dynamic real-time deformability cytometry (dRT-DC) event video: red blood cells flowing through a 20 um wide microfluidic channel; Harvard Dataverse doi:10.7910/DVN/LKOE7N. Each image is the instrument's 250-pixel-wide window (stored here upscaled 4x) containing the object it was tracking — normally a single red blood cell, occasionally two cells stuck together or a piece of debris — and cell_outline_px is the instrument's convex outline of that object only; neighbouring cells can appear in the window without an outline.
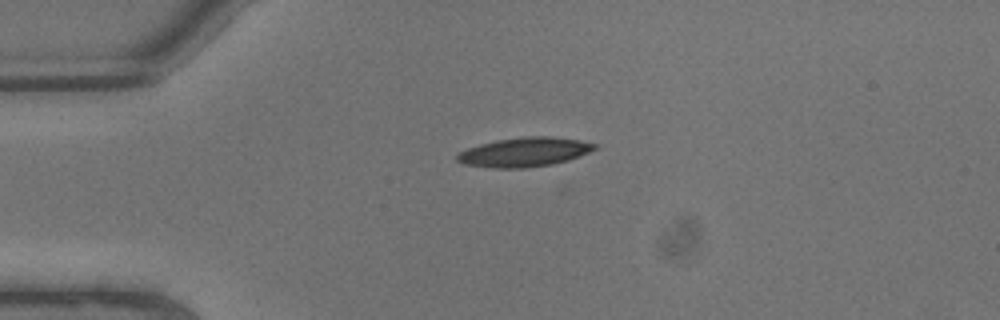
{"species": "common noctule bat (a hibernating species)", "species_latin": "Nyctalus noctula", "temperature_condition": "warm", "stored_images_in_passage": 6, "camera_frame_rate_fps": 3000, "um_per_image_px": 0.085, "animal": {"sex": "male", "body_mass_g": 13.3}, "frame": {"image": 1, "passage_image": 1, "time_ms": 0.0, "image_size_px": [1000, 320], "cell_outline_px": [[596, 148], [588, 152], [568, 160], [552, 164], [524, 168], [492, 168], [464, 164], [456, 160], [456, 156], [460, 152], [468, 148], [480, 144], [496, 140], [524, 136], [548, 136], [580, 140], [596, 144]], "centroid_in_image_um": [44.55, 12.93], "position_along_channel_um": 40.5, "area_um2": 23.29}}
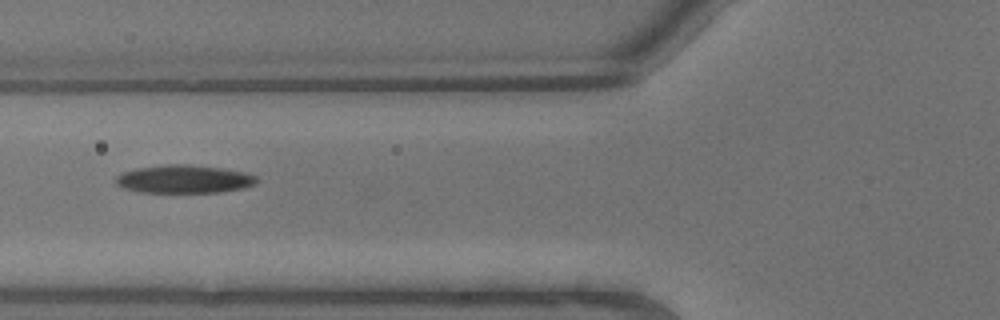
{"frame": {"image": 2, "passage_image": 4, "time_ms": 1.0, "image_size_px": [1000, 320], "cell_outline_px": [[256, 184], [244, 188], [220, 192], [136, 192], [124, 188], [116, 184], [116, 176], [120, 172], [136, 168], [168, 164], [188, 164], [220, 168], [244, 172], [256, 176]], "centroid_in_image_um": [15.61, 15.22], "position_along_channel_um": 110.2, "area_um2": 23.12}}
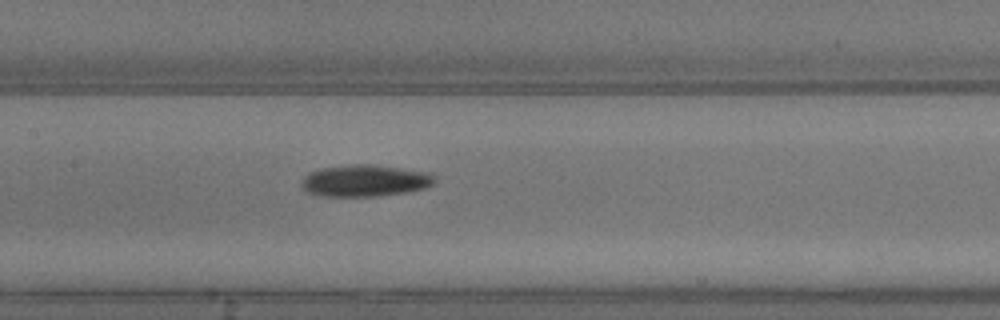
{"frame": {"image": 3, "passage_image": 6, "time_ms": 1.667, "image_size_px": [1000, 320], "cell_outline_px": [[436, 180], [432, 184], [424, 188], [404, 192], [380, 196], [320, 196], [308, 192], [300, 184], [304, 176], [308, 172], [320, 168], [352, 164], [364, 164], [400, 168], [428, 172], [436, 176]], "centroid_in_image_um": [30.99, 15.35], "position_along_channel_um": 176.4, "area_um2": 24.57}}